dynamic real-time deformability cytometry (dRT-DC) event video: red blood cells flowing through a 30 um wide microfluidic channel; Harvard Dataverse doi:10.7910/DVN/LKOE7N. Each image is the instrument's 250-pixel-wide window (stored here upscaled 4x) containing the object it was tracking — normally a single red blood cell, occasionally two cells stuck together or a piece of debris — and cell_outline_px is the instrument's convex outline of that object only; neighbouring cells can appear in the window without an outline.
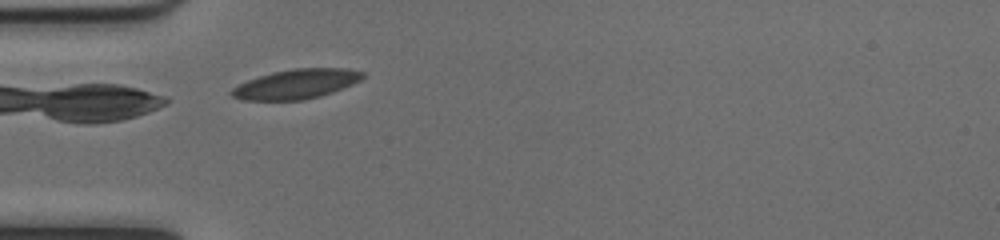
{"species": "common noctule bat (a hibernating species)", "species_latin": "Nyctalus noctula", "temperature_condition": "cold", "stored_images_in_passage": 12, "camera_frame_rate_fps": 3000, "um_per_image_px": 0.085, "animal": {"sex": "female", "body_mass_g": 17.0, "forearm_length_mm": 48.0}, "frame": {"image": 1, "passage_image": 1, "time_ms": 0.0, "image_size_px": [1000, 240], "cell_outline_px": [[364, 76], [360, 80], [352, 84], [332, 92], [320, 96], [304, 100], [244, 100], [232, 96], [228, 92], [232, 88], [248, 80], [272, 72], [292, 68], [348, 68], [364, 72]], "centroid_in_image_um": [25.18, 7.14], "position_along_channel_um": 59.8, "area_um2": 22.54}}
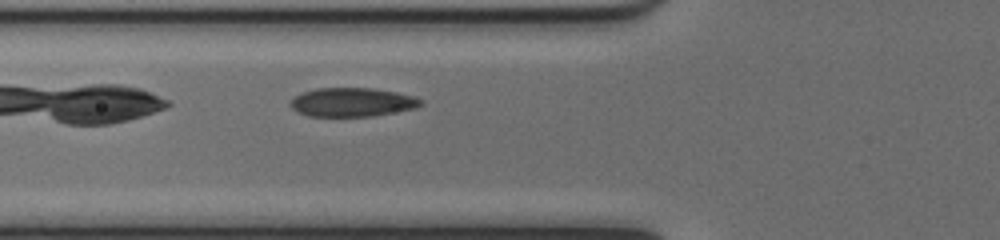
{"frame": {"image": 2, "passage_image": 4, "time_ms": 1.0, "image_size_px": [1000, 240], "cell_outline_px": [[424, 104], [416, 108], [372, 116], [308, 116], [292, 108], [288, 104], [300, 92], [316, 88], [372, 88], [396, 92], [416, 96], [424, 100]], "centroid_in_image_um": [29.97, 8.68], "position_along_channel_um": 95.8, "area_um2": 22.02}}
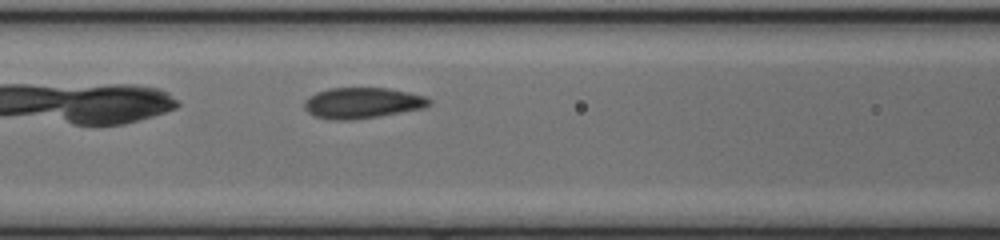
{"frame": {"image": 3, "passage_image": 7, "time_ms": 2.0, "image_size_px": [1000, 240], "cell_outline_px": [[432, 104], [424, 108], [352, 120], [336, 120], [316, 116], [308, 112], [304, 108], [304, 100], [308, 96], [316, 92], [328, 88], [388, 88], [408, 92], [424, 96], [432, 100]], "centroid_in_image_um": [30.78, 8.74], "position_along_channel_um": 135.8, "area_um2": 22.37}}